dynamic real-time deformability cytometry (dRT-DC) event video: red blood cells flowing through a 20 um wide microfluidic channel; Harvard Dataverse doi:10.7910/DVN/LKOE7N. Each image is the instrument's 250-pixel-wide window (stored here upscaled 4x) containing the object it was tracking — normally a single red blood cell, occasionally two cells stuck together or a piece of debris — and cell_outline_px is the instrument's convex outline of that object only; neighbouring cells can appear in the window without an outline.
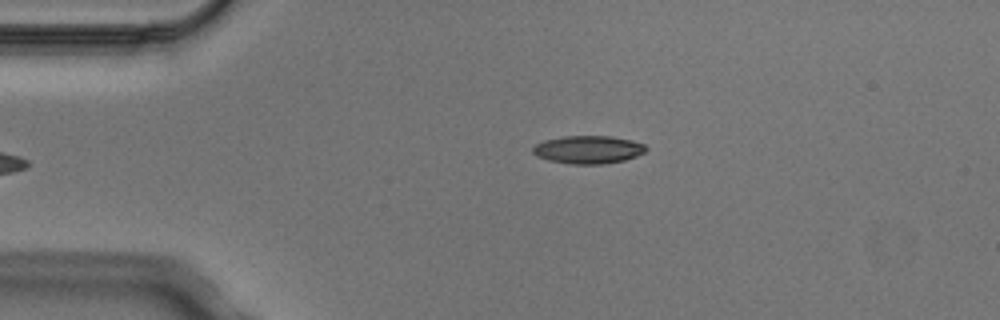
{"species": "Egyptian fruit bat (a non-hibernating species)", "species_latin": "Rousettus aegyptiacus", "temperature_condition": "cold", "stored_images_in_passage": 4, "camera_frame_rate_fps": 3000, "um_per_image_px": 0.085, "animal": {"sex": "male"}, "frame": {"image": 1, "passage_image": 4, "time_ms": 1.0, "image_size_px": [1000, 320], "cell_outline_px": [[648, 148], [644, 152], [636, 156], [624, 160], [604, 164], [572, 164], [548, 160], [536, 156], [532, 152], [532, 148], [536, 144], [544, 140], [564, 136], [612, 136], [632, 140], [644, 144]], "centroid_in_image_um": [49.99, 12.71], "position_along_channel_um": 35.0, "area_um2": 18.5}}